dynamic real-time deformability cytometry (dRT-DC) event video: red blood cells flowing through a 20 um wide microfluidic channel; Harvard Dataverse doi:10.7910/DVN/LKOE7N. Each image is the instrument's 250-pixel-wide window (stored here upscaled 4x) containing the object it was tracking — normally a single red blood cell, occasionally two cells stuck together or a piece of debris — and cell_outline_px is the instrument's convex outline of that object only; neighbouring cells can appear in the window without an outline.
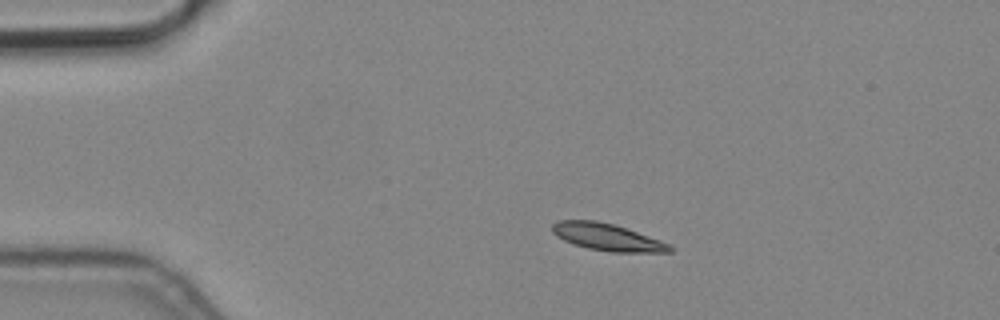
{"species": "common noctule bat (a hibernating species)", "species_latin": "Nyctalus noctula", "temperature_condition": "cold", "stored_images_in_passage": 6, "segment_of_instrument_passage": [1, 2], "camera_frame_rate_fps": 3000, "um_per_image_px": 0.085, "animal": {"sex": "male", "body_mass_g": 19.2, "forearm_length_mm": 51.8}, "frame": {"image": 1, "passage_image": 1, "time_ms": 0.0, "image_size_px": [1000, 320], "cell_outline_px": [[672, 252], [612, 252], [588, 248], [564, 240], [556, 236], [552, 232], [552, 224], [556, 220], [596, 220], [612, 224], [660, 240], [668, 244], [672, 248]], "centroid_in_image_um": [51.57, 20.15], "position_along_channel_um": 33.4, "area_um2": 18.21}}
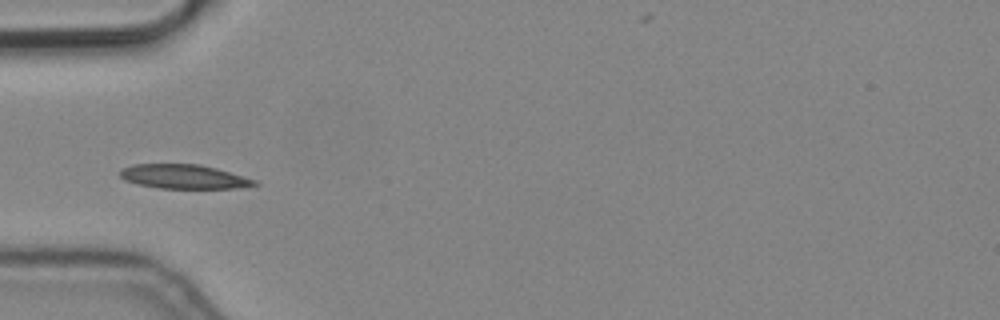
{"frame": {"image": 2, "passage_image": 3, "time_ms": 0.667, "image_size_px": [1000, 320], "cell_outline_px": [[260, 184], [232, 188], [160, 188], [136, 184], [124, 180], [120, 176], [120, 168], [132, 164], [200, 164], [216, 168], [256, 180]], "centroid_in_image_um": [15.56, 15.0], "position_along_channel_um": 69.4, "area_um2": 18.9}}
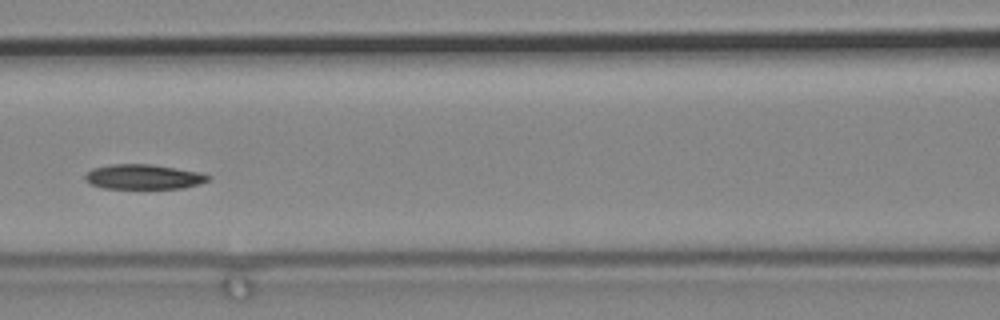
{"frame": {"image": 3, "passage_image": 5, "time_ms": 1.333, "image_size_px": [1000, 320], "cell_outline_px": [[212, 176], [208, 180], [200, 184], [184, 188], [104, 188], [92, 184], [84, 180], [84, 176], [92, 168], [112, 164], [152, 164], [200, 172]], "centroid_in_image_um": [12.21, 15.02], "position_along_channel_um": 154.4, "area_um2": 17.8}}